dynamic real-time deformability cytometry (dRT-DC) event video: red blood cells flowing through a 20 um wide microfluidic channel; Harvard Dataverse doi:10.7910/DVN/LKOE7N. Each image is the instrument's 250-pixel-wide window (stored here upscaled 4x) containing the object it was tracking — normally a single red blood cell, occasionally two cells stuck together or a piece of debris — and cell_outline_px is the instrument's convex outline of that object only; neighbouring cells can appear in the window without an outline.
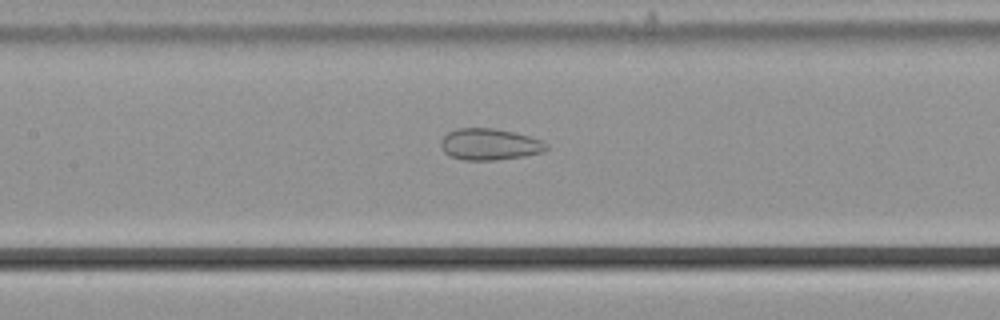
{"species": "common noctule bat (a hibernating species)", "species_latin": "Nyctalus noctula", "temperature_condition": "cold", "stored_images_in_passage": 52, "camera_frame_rate_fps": 3000, "um_per_image_px": 0.085, "animal": {"sex": "male", "body_mass_g": 21.5, "forearm_length_mm": 52.0}, "frame": {"image": 1, "passage_image": 23, "time_ms": 7.333, "image_size_px": [1000, 320], "cell_outline_px": [[548, 148], [540, 152], [524, 156], [496, 160], [464, 160], [452, 156], [444, 152], [440, 148], [440, 140], [448, 132], [456, 128], [496, 128], [516, 132], [544, 140], [548, 144]], "centroid_in_image_um": [41.62, 12.25], "position_along_channel_um": 165.8, "area_um2": 19.59}}
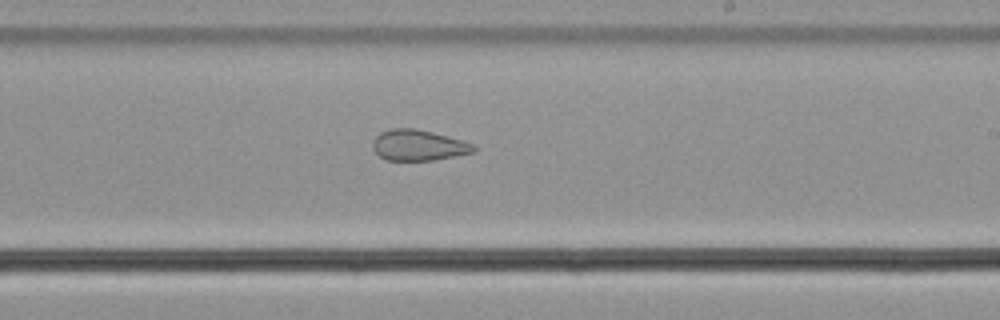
{"frame": {"image": 2, "passage_image": 30, "time_ms": 9.667, "image_size_px": [1000, 320], "cell_outline_px": [[476, 152], [432, 160], [388, 160], [380, 156], [372, 148], [372, 140], [380, 132], [388, 128], [416, 128], [432, 132], [476, 144]], "centroid_in_image_um": [35.56, 12.33], "position_along_channel_um": 253.4, "area_um2": 18.21}}
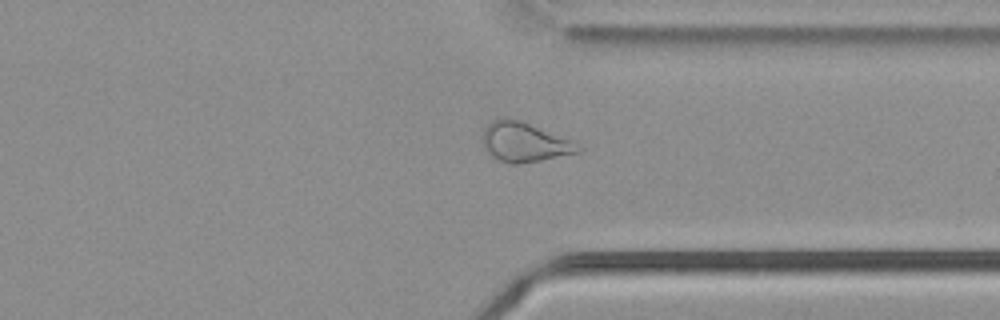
{"frame": {"image": 3, "passage_image": 39, "time_ms": 12.667, "image_size_px": [1000, 320], "cell_outline_px": [[584, 148], [580, 152], [540, 160], [516, 164], [508, 164], [500, 160], [488, 152], [484, 148], [484, 132], [488, 124], [492, 120], [504, 116], [508, 116], [520, 120], [580, 144]], "centroid_in_image_um": [44.59, 12.07], "position_along_channel_um": 366.8, "area_um2": 21.73}, "authors_computed_cell_mechanics": {"area_um2": 24.9985, "velocity_mm_per_s": 3.7677, "shape_relaxation_time_tau1_ms": null, "shape_relaxation_time_tau2_ms": 3.4443, "deformation_change_tau1": null, "deformation_change_tau2": 0.1194}}